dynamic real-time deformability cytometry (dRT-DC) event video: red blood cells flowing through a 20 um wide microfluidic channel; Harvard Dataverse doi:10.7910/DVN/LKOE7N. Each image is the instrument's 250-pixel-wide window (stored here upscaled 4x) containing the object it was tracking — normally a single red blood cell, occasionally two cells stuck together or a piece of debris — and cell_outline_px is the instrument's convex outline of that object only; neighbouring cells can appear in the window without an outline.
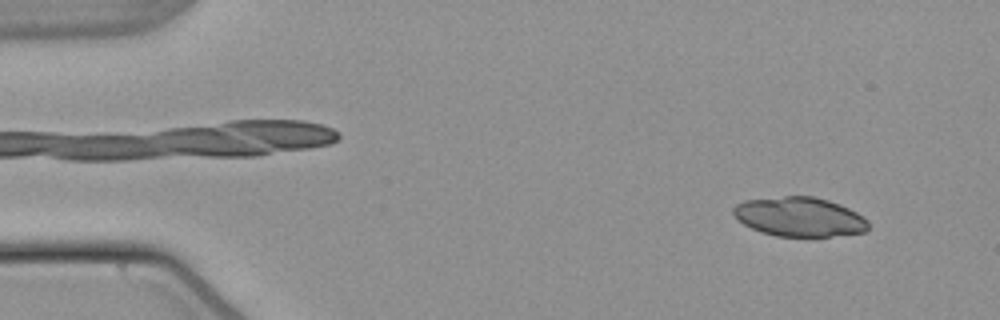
{"species": "common noctule bat (a hibernating species)", "species_latin": "Nyctalus noctula", "temperature_condition": "warm", "stored_images_in_passage": 23, "camera_frame_rate_fps": 3000, "um_per_image_px": 0.085, "animal": {"sex": "male", "body_mass_g": 21.5, "forearm_length_mm": 52.0}, "frame": {"image": 1, "passage_image": 4, "time_ms": 1.0, "image_size_px": [1000, 320], "cell_outline_px": [[868, 228], [864, 232], [832, 236], [776, 236], [760, 232], [744, 224], [732, 212], [732, 208], [736, 204], [744, 200], [784, 196], [812, 196], [828, 200], [840, 204], [856, 212], [868, 220]], "centroid_in_image_um": [67.95, 18.42], "position_along_channel_um": 17.1, "area_um2": 30.87}}